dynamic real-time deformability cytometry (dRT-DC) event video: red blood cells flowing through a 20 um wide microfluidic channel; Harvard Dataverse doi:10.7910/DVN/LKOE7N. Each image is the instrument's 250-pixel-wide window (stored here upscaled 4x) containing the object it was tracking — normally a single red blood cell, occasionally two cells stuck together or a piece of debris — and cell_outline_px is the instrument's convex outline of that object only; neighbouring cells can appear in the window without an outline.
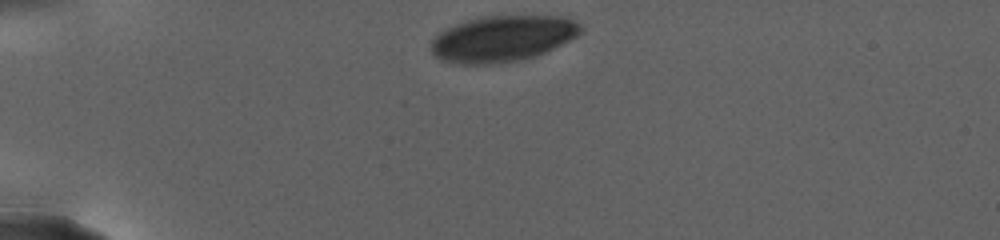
{"species": "human", "species_latin": "Homo sapiens", "temperature_condition": "warm", "stored_images_in_passage": 33, "camera_frame_rate_fps": 3000, "um_per_image_px": 0.085, "donor": {"sex": "female"}, "frame": {"image": 1, "passage_image": 1, "time_ms": 0.0, "image_size_px": [1000, 240], "cell_outline_px": [[584, 32], [536, 56], [520, 60], [488, 64], [460, 64], [440, 60], [432, 52], [432, 40], [440, 32], [464, 20], [480, 16], [564, 16], [580, 24], [584, 28]], "centroid_in_image_um": [42.72, 3.27], "position_along_channel_um": 42.3, "area_um2": 40.0}}
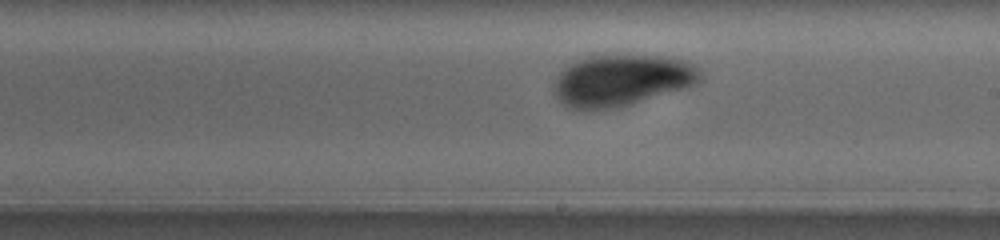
{"frame": {"image": 2, "passage_image": 19, "time_ms": 9.667, "image_size_px": [1000, 240], "cell_outline_px": [[700, 80], [696, 84], [688, 88], [632, 104], [616, 108], [568, 108], [556, 96], [552, 88], [560, 72], [568, 64], [584, 56], [628, 52], [664, 56], [680, 60], [692, 64], [700, 72]], "centroid_in_image_um": [52.84, 6.77], "position_along_channel_um": 236.2, "area_um2": 44.68}}
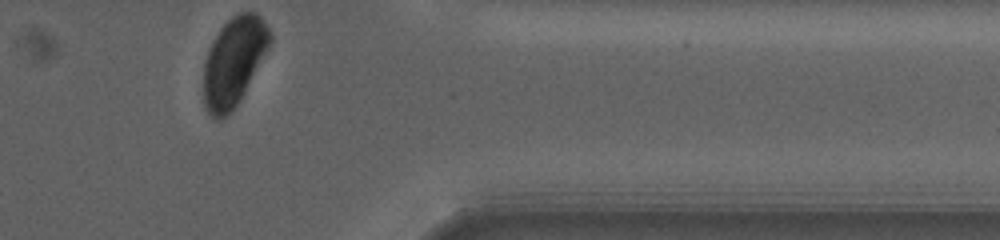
{"frame": {"image": 3, "passage_image": 33, "time_ms": 16.333, "image_size_px": [1000, 240], "cell_outline_px": [[272, 40], [268, 48], [236, 104], [220, 120], [216, 120], [204, 108], [204, 60], [212, 40], [220, 28], [232, 16], [240, 12], [256, 12], [264, 20], [272, 32]], "centroid_in_image_um": [19.86, 5.17], "position_along_channel_um": 391.5, "area_um2": 33.76}, "authors_computed_cell_mechanics": {"area_um2": 43.5812, "velocity_mm_per_s": 2.5033, "shape_relaxation_time_tau1_ms": 3.9051, "shape_relaxation_time_tau2_ms": 3.3833, "deformation_change_tau1": 0.1153, "deformation_change_tau2": 0.0501}}